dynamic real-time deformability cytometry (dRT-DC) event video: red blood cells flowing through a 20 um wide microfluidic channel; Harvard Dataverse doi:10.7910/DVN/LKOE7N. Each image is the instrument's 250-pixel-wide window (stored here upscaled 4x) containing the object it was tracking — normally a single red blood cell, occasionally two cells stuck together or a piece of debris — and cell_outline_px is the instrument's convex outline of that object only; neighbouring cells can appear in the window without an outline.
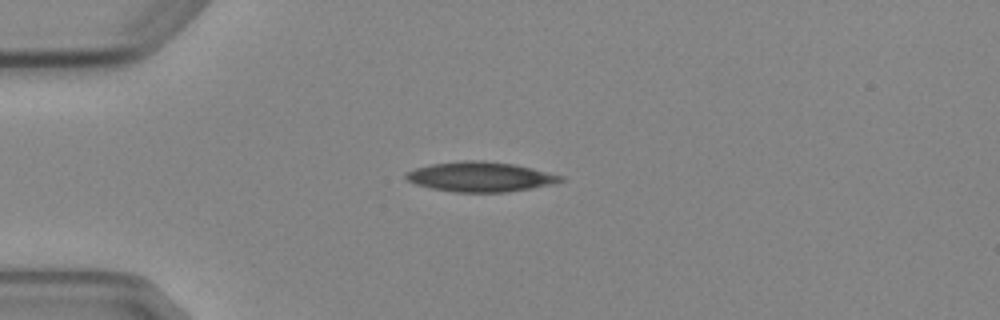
{"species": "Egyptian fruit bat (a non-hibernating species)", "species_latin": "Rousettus aegyptiacus", "temperature_condition": "cold", "stored_images_in_passage": 3, "camera_frame_rate_fps": 3000, "um_per_image_px": 0.085, "animal": {"sex": "female"}, "frame": {"image": 1, "passage_image": 1, "time_ms": 0.0, "image_size_px": [1000, 320], "cell_outline_px": [[564, 180], [556, 184], [508, 192], [452, 192], [432, 188], [416, 184], [408, 180], [404, 176], [404, 172], [416, 168], [432, 164], [464, 160], [480, 160], [512, 164], [532, 168], [564, 176]], "centroid_in_image_um": [40.85, 15.03], "position_along_channel_um": 44.1, "area_um2": 26.93}}
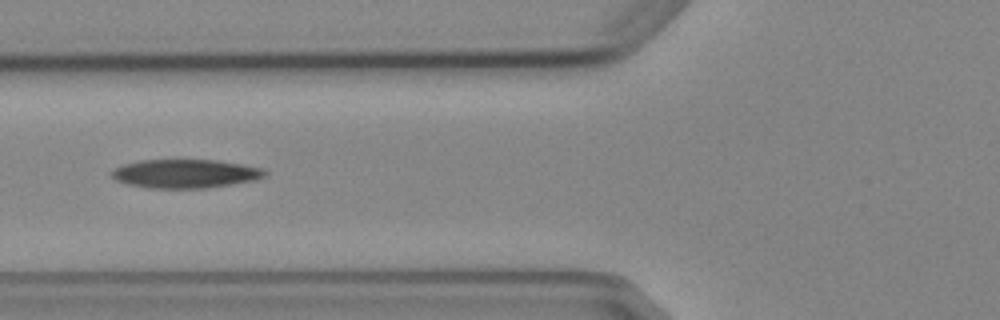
{"frame": {"image": 2, "passage_image": 3, "time_ms": 2.333, "image_size_px": [1000, 320], "cell_outline_px": [[268, 172], [264, 176], [256, 180], [232, 184], [204, 188], [148, 188], [128, 184], [116, 180], [108, 172], [112, 168], [124, 164], [140, 160], [216, 160], [264, 168]], "centroid_in_image_um": [15.73, 14.76], "position_along_channel_um": 110.1, "area_um2": 25.72}}